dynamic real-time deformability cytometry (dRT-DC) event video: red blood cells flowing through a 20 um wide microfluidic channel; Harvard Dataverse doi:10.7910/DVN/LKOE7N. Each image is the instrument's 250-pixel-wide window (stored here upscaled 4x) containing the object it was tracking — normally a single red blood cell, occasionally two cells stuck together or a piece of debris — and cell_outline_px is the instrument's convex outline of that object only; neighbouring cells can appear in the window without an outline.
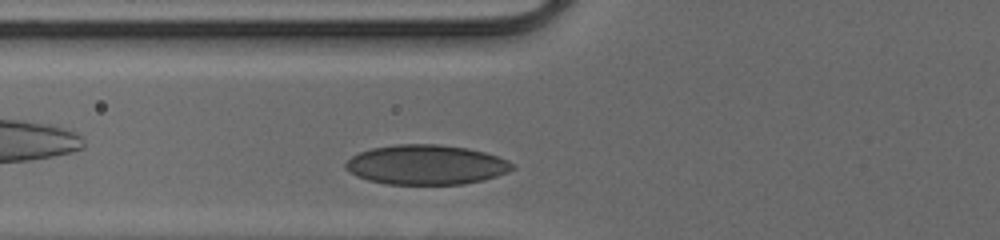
{"species": "human", "species_latin": "Homo sapiens", "temperature_condition": "cold", "stored_images_in_passage": 27, "camera_frame_rate_fps": 3000, "um_per_image_px": 0.085, "donor": {"sex": "male"}, "frame": {"image": 1, "passage_image": 3, "time_ms": 0.667, "image_size_px": [1000, 240], "cell_outline_px": [[516, 168], [508, 172], [484, 180], [464, 184], [384, 184], [368, 180], [356, 176], [348, 172], [344, 168], [344, 164], [352, 156], [360, 152], [372, 148], [396, 144], [436, 144], [468, 148], [484, 152], [508, 160], [516, 164]], "centroid_in_image_um": [36.23, 14.01], "position_along_channel_um": 89.6, "area_um2": 38.84}}
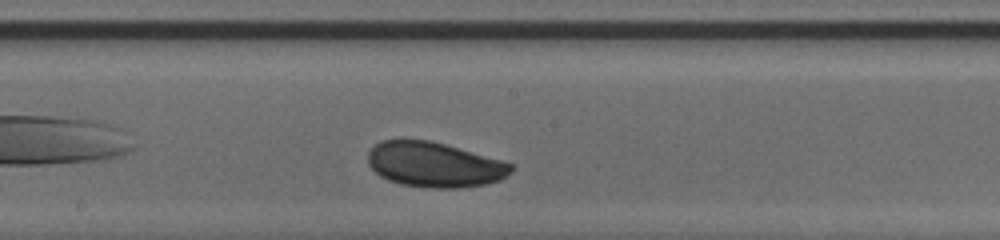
{"frame": {"image": 2, "passage_image": 12, "time_ms": 3.667, "image_size_px": [1000, 240], "cell_outline_px": [[512, 172], [500, 180], [484, 184], [456, 188], [428, 188], [400, 184], [388, 180], [380, 176], [368, 164], [368, 152], [376, 144], [384, 140], [428, 140], [444, 144], [500, 160], [512, 164]], "centroid_in_image_um": [36.9, 14.01], "position_along_channel_um": 211.3, "area_um2": 37.17}}
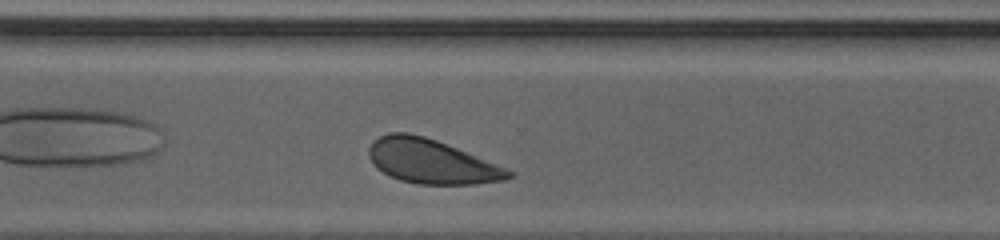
{"frame": {"image": 3, "passage_image": 21, "time_ms": 6.667, "image_size_px": [1000, 240], "cell_outline_px": [[516, 172], [512, 176], [504, 180], [472, 184], [416, 184], [400, 180], [376, 168], [368, 156], [368, 148], [380, 136], [388, 132], [408, 132], [424, 136], [436, 140], [508, 168]], "centroid_in_image_um": [36.67, 13.72], "position_along_channel_um": 333.9, "area_um2": 35.89}, "authors_computed_cell_mechanics": {"area_um2": 37.1654, "velocity_mm_per_s": 4.0653, "shape_relaxation_time_tau1_ms": 1.6645, "shape_relaxation_time_tau2_ms": null, "deformation_change_tau1": 0.0668, "deformation_change_tau2": null}}